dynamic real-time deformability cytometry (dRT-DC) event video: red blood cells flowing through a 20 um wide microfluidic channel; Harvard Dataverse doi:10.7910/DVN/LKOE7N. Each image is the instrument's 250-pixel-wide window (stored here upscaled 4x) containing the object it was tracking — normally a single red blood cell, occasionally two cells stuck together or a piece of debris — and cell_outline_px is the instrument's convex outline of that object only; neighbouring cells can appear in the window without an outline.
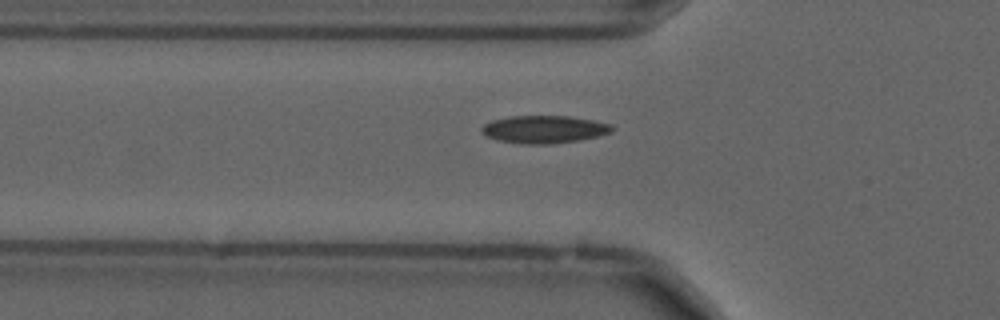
{"species": "common noctule bat (a hibernating species)", "species_latin": "Nyctalus noctula", "temperature_condition": "cold", "stored_images_in_passage": 40, "camera_frame_rate_fps": 3000, "um_per_image_px": 0.085, "animal": {"sex": "male", "forearm_length_mm": 52.5}, "frame": {"image": 1, "passage_image": 6, "time_ms": 1.667, "image_size_px": [1000, 320], "cell_outline_px": [[616, 128], [612, 132], [596, 136], [576, 140], [548, 144], [524, 144], [496, 140], [484, 136], [480, 132], [480, 128], [484, 124], [492, 120], [508, 116], [572, 116], [612, 124]], "centroid_in_image_um": [46.21, 10.99], "position_along_channel_um": 79.6, "area_um2": 21.15}}
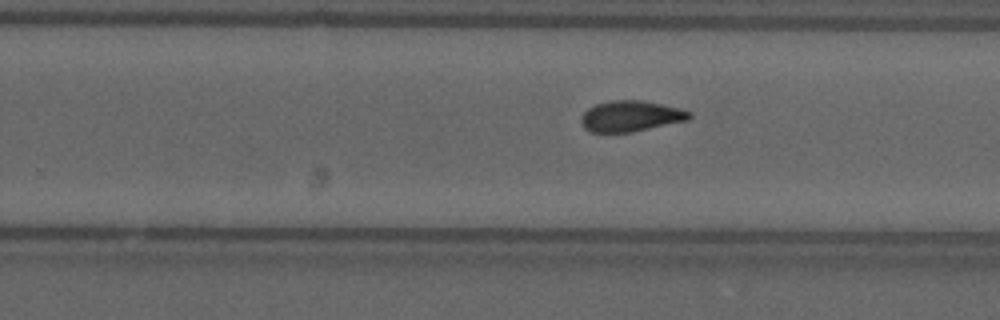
{"frame": {"image": 2, "passage_image": 22, "time_ms": 7.0, "image_size_px": [1000, 320], "cell_outline_px": [[692, 116], [688, 120], [632, 132], [592, 132], [584, 128], [580, 120], [584, 112], [588, 108], [596, 104], [612, 100], [636, 100], [660, 104], [680, 108], [692, 112]], "centroid_in_image_um": [53.61, 9.87], "position_along_channel_um": 276.2, "area_um2": 19.31}}
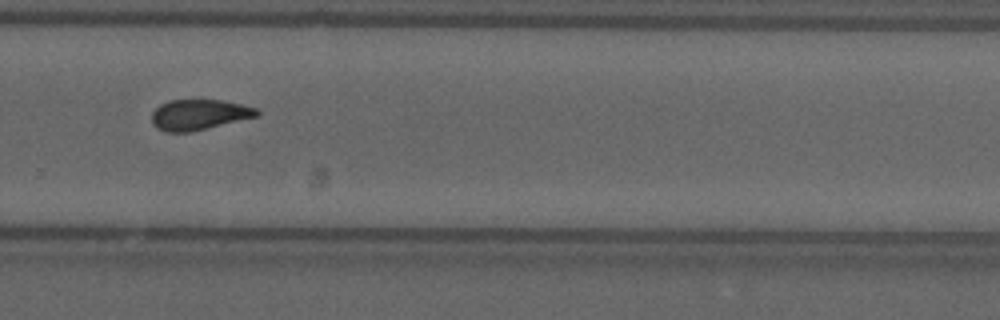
{"frame": {"image": 3, "passage_image": 25, "time_ms": 8.0, "image_size_px": [1000, 320], "cell_outline_px": [[260, 116], [188, 132], [164, 132], [156, 128], [152, 124], [152, 112], [160, 104], [168, 100], [224, 100], [256, 108], [260, 112]], "centroid_in_image_um": [16.9, 9.74], "position_along_channel_um": 312.9, "area_um2": 18.73}, "authors_computed_cell_mechanics": {"area_um2": 19.1029, "velocity_mm_per_s": 3.688, "shape_relaxation_time_tau1_ms": 6.8131, "shape_relaxation_time_tau2_ms": 2.5513, "deformation_change_tau1": 0.1762, "deformation_change_tau2": 0.0912}}